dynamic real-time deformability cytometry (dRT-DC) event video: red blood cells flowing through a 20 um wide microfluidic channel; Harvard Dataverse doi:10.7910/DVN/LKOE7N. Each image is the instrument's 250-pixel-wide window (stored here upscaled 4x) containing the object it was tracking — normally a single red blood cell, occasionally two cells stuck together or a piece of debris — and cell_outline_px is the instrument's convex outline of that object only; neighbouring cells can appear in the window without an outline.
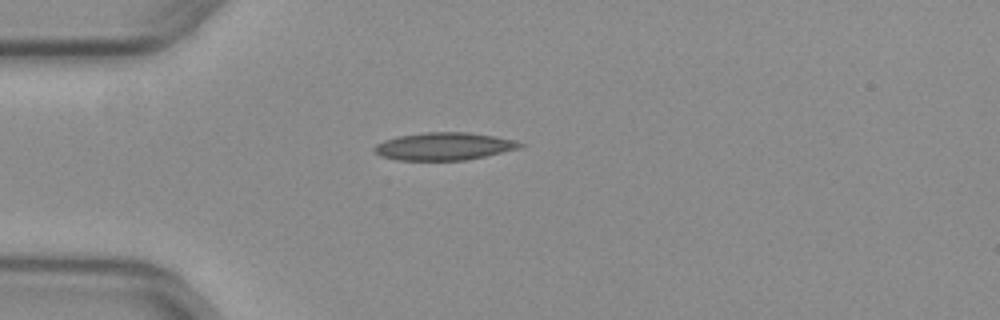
{"species": "common noctule bat (a hibernating species)", "species_latin": "Nyctalus noctula", "temperature_condition": "warm", "stored_images_in_passage": 39, "camera_frame_rate_fps": 3000, "um_per_image_px": 0.085, "animal": {"sex": "female", "body_mass_g": 29.2, "forearm_length_mm": 56.3}, "frame": {"image": 1, "passage_image": 1, "time_ms": 0.0, "image_size_px": [1000, 320], "cell_outline_px": [[524, 144], [520, 148], [484, 156], [464, 160], [396, 160], [380, 156], [372, 148], [376, 144], [384, 140], [396, 136], [428, 132], [468, 132], [516, 140]], "centroid_in_image_um": [37.7, 12.43], "position_along_channel_um": 47.3, "area_um2": 23.35}}
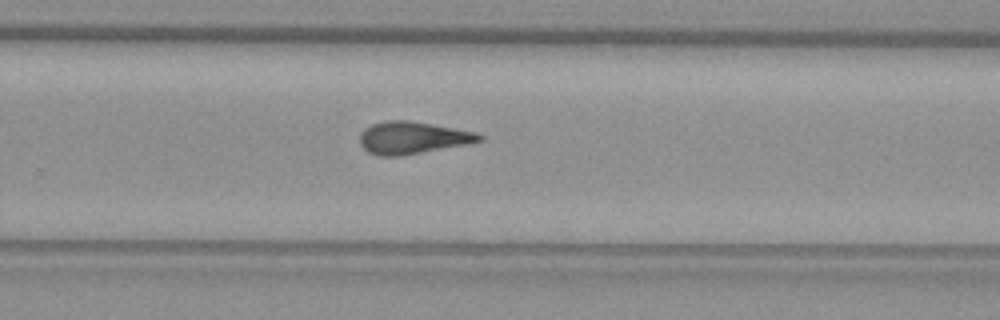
{"frame": {"image": 2, "passage_image": 21, "time_ms": 6.667, "image_size_px": [1000, 320], "cell_outline_px": [[484, 140], [468, 144], [400, 156], [380, 156], [368, 152], [360, 144], [360, 132], [364, 128], [372, 124], [384, 120], [408, 120], [432, 124], [472, 132], [484, 136]], "centroid_in_image_um": [35.02, 11.71], "position_along_channel_um": 294.8, "area_um2": 22.37}}
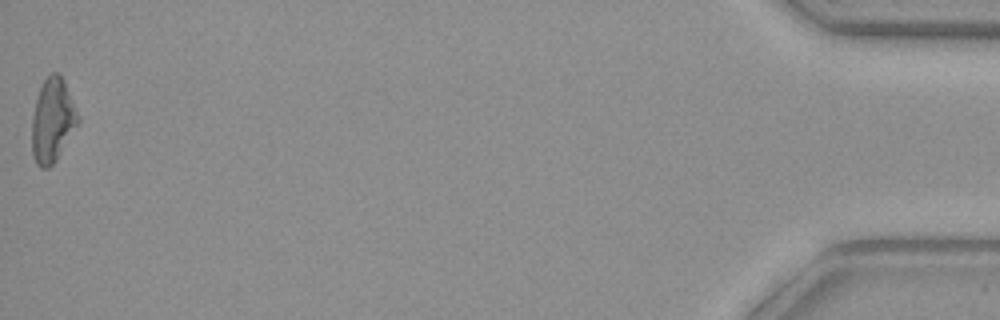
{"frame": {"image": 3, "passage_image": 39, "time_ms": 12.667, "image_size_px": [1000, 320], "cell_outline_px": [[80, 120], [56, 160], [48, 168], [40, 168], [36, 164], [32, 152], [32, 116], [36, 100], [40, 88], [44, 80], [52, 72], [60, 72], [64, 80], [80, 116]], "centroid_in_image_um": [4.47, 10.22], "position_along_channel_um": 430.7, "area_um2": 22.48}, "authors_computed_cell_mechanics": {"area_um2": 22.0218, "velocity_mm_per_s": 3.9646, "shape_relaxation_time_tau1_ms": null, "shape_relaxation_time_tau2_ms": 3.828, "deformation_change_tau1": null, "deformation_change_tau2": 0.1368}}